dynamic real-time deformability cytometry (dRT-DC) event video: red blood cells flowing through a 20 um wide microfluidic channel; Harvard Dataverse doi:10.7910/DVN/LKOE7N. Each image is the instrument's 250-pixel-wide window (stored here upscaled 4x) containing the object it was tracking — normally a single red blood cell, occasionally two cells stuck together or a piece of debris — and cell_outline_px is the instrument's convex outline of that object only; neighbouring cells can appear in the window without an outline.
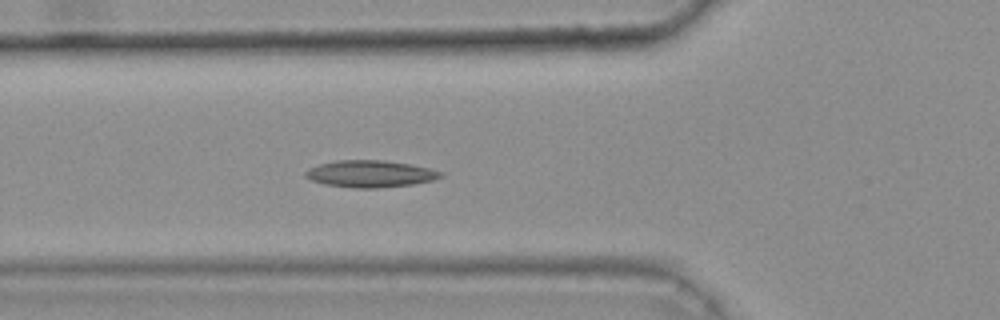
{"species": "common noctule bat (a hibernating species)", "species_latin": "Nyctalus noctula", "temperature_condition": "warm", "stored_images_in_passage": 41, "camera_frame_rate_fps": 3000, "um_per_image_px": 0.085, "animal": {"sex": "female", "body_mass_g": 25.1}, "frame": {"image": 1, "passage_image": 18, "time_ms": 5.667, "image_size_px": [1000, 320], "cell_outline_px": [[444, 176], [432, 180], [412, 184], [376, 188], [352, 188], [324, 184], [312, 180], [304, 176], [304, 172], [308, 168], [320, 164], [336, 160], [384, 160], [408, 164], [428, 168], [444, 172]], "centroid_in_image_um": [31.45, 14.77], "position_along_channel_um": 94.4, "area_um2": 21.15}}
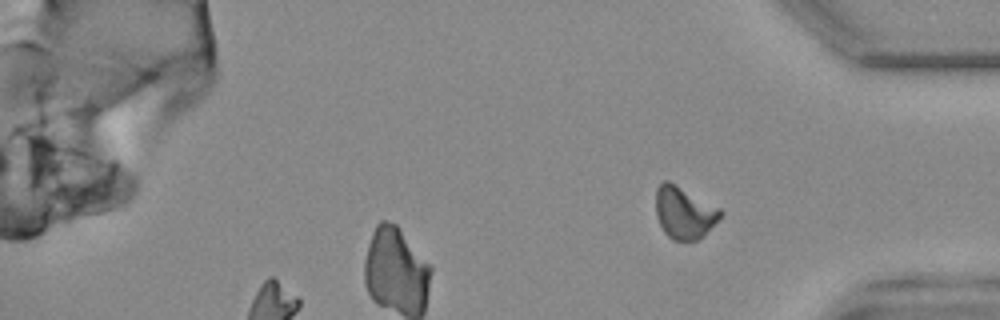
{"frame": {"image": 2, "passage_image": 41, "time_ms": 13.333, "image_size_px": [1000, 320], "cell_outline_px": [[724, 212], [704, 236], [696, 240], [672, 240], [664, 232], [656, 216], [656, 188], [664, 180], [668, 180], [720, 208]], "centroid_in_image_um": [58.15, 18.07], "position_along_channel_um": 377.1, "area_um2": 19.54}, "authors_computed_cell_mechanics": {"area_um2": 20.8658, "velocity_mm_per_s": 3.7659, "shape_relaxation_time_tau1_ms": null, "shape_relaxation_time_tau2_ms": 2.9629, "deformation_change_tau1": null, "deformation_change_tau2": 0.0885}}